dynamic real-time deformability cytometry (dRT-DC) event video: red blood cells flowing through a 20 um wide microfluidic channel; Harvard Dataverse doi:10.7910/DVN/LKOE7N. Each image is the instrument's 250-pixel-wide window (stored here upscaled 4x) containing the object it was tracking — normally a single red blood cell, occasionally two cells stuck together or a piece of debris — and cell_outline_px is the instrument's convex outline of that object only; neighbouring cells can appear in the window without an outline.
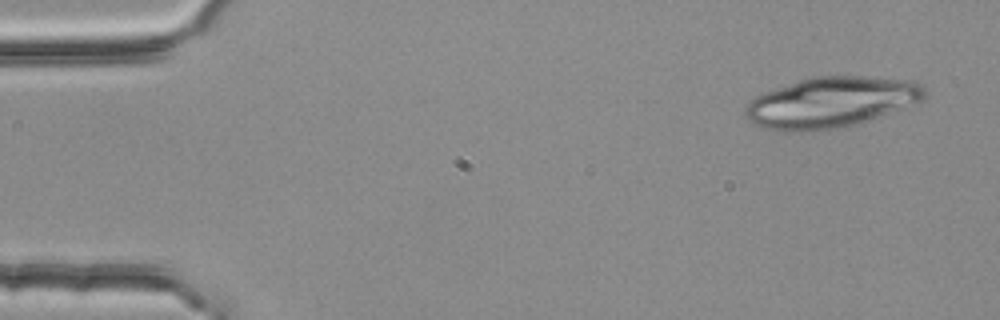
{"species": "common noctule bat (a hibernating species)", "species_latin": "Nyctalus noctula", "temperature_condition": "room temperature", "stored_images_in_passage": 4, "camera_frame_rate_fps": 3000, "um_per_image_px": 0.085, "animal": {"sex": "female", "body_mass_g": 25.1}, "frame": {"image": 1, "passage_image": 1, "time_ms": 0.0, "image_size_px": [1000, 320], "cell_outline_px": [[924, 96], [920, 100], [900, 108], [868, 120], [836, 128], [800, 132], [784, 132], [768, 128], [756, 124], [748, 120], [744, 116], [744, 108], [756, 96], [764, 92], [800, 80], [816, 76], [864, 76], [916, 80], [924, 84]], "centroid_in_image_um": [70.62, 8.68], "position_along_channel_um": 14.4, "area_um2": 52.31}}